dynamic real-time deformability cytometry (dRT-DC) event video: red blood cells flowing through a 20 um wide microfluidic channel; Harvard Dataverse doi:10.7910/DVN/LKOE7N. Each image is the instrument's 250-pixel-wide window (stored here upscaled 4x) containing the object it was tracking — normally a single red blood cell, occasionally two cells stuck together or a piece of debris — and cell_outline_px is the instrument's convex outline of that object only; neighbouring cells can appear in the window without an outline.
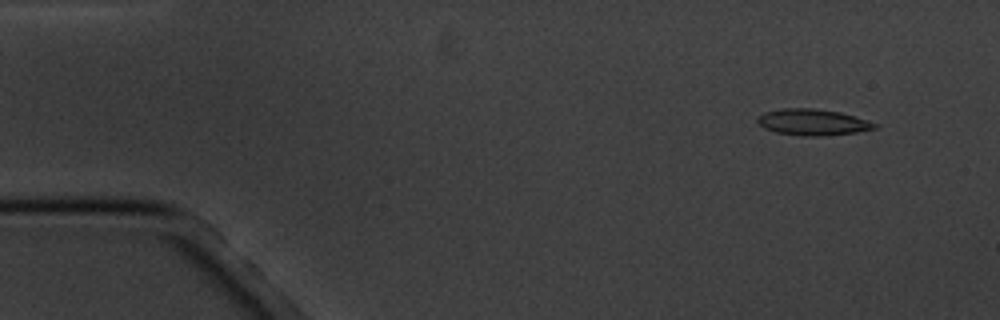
{"species": "common noctule bat (a hibernating species)", "species_latin": "Nyctalus noctula", "temperature_condition": "cold", "stored_images_in_passage": 6, "camera_frame_rate_fps": 3000, "um_per_image_px": 0.085, "animal": {"sex": "male", "body_mass_g": 20.1, "forearm_length_mm": 53.5}, "frame": {"image": 1, "passage_image": 1, "time_ms": 0.0, "image_size_px": [1000, 320], "cell_outline_px": [[880, 124], [876, 128], [856, 132], [824, 136], [804, 136], [776, 132], [764, 128], [756, 120], [764, 112], [780, 108], [812, 108], [840, 112]], "centroid_in_image_um": [69.09, 10.38], "position_along_channel_um": 15.9, "area_um2": 17.86}}
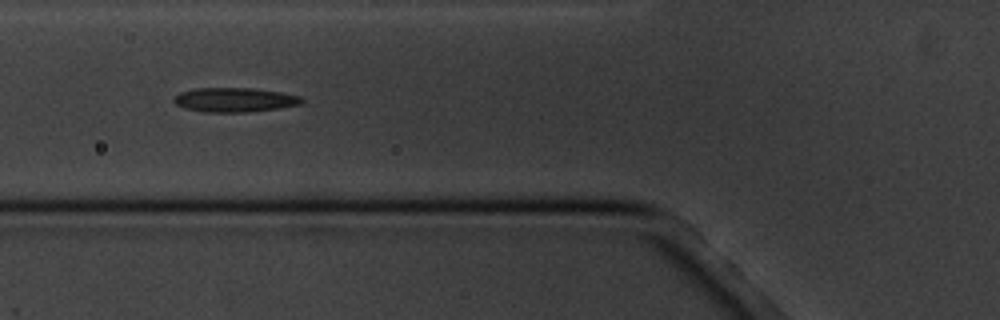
{"frame": {"image": 2, "passage_image": 5, "time_ms": 5.333, "image_size_px": [1000, 320], "cell_outline_px": [[304, 100], [300, 104], [280, 108], [248, 112], [204, 112], [184, 108], [176, 104], [172, 100], [180, 92], [196, 88], [252, 88], [280, 92], [300, 96]], "centroid_in_image_um": [19.93, 8.49], "position_along_channel_um": 105.9, "area_um2": 18.09}}
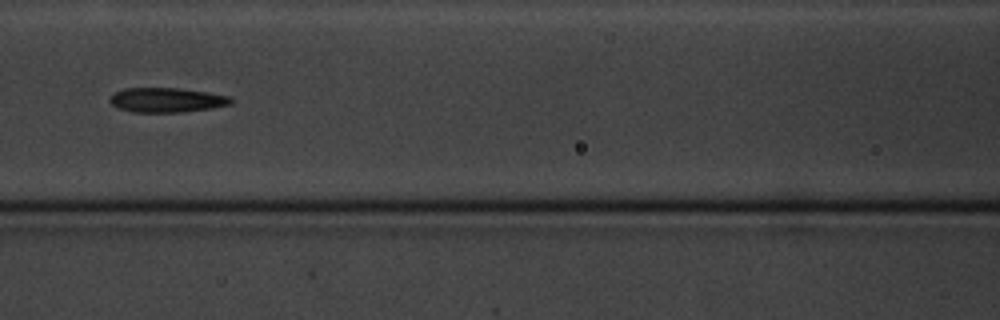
{"frame": {"image": 3, "passage_image": 6, "time_ms": 6.667, "image_size_px": [1000, 320], "cell_outline_px": [[232, 104], [212, 108], [180, 112], [132, 112], [116, 108], [108, 100], [108, 96], [124, 88], [180, 88], [208, 92], [228, 96], [232, 100]], "centroid_in_image_um": [14.12, 8.5], "position_along_channel_um": 152.5, "area_um2": 17.46}}